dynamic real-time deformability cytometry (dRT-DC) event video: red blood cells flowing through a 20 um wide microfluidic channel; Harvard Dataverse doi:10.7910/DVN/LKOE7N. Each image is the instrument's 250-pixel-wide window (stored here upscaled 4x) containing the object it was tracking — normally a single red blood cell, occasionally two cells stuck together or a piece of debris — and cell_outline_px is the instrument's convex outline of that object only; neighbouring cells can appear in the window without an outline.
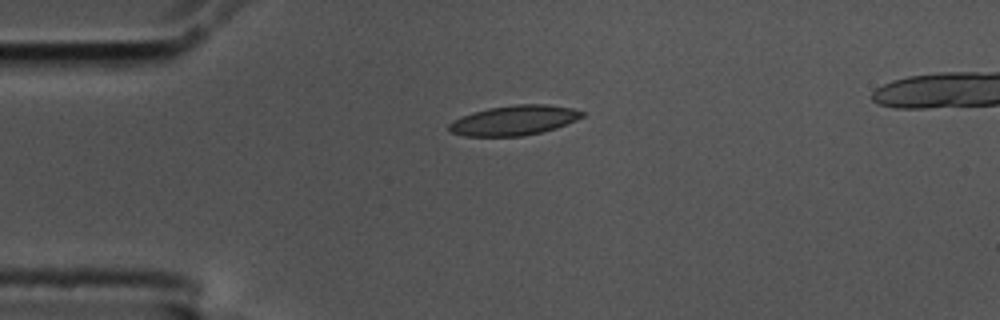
{"species": "common noctule bat (a hibernating species)", "species_latin": "Nyctalus noctula", "temperature_condition": "cold", "stored_images_in_passage": 43, "camera_frame_rate_fps": 3000, "um_per_image_px": 0.085, "animal": {"sex": "male", "body_mass_g": 17.5, "forearm_length_mm": 52.3}, "frame": {"image": 1, "passage_image": 1, "time_ms": 0.0, "image_size_px": [1000, 320], "cell_outline_px": [[584, 116], [576, 120], [556, 128], [524, 136], [464, 136], [452, 132], [448, 128], [448, 124], [452, 120], [472, 112], [488, 108], [516, 104], [548, 104], [572, 108], [584, 112]], "centroid_in_image_um": [43.69, 10.22], "position_along_channel_um": 41.3, "area_um2": 23.18}}
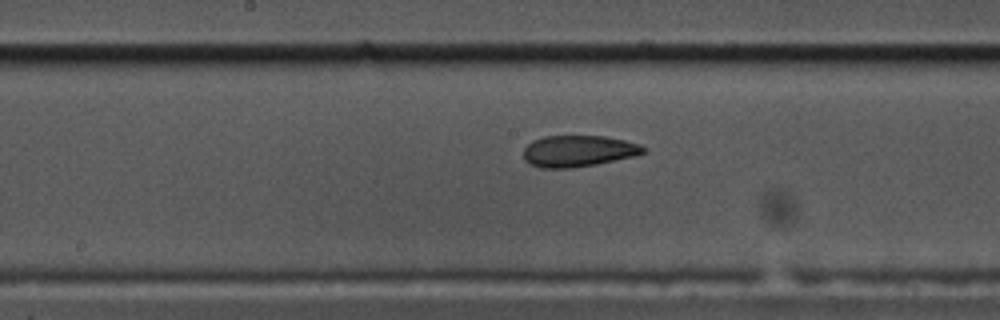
{"frame": {"image": 2, "passage_image": 16, "time_ms": 5.0, "image_size_px": [1000, 320], "cell_outline_px": [[648, 148], [644, 152], [636, 156], [596, 164], [572, 168], [540, 168], [528, 164], [524, 160], [524, 148], [532, 140], [544, 136], [604, 136], [624, 140], [640, 144]], "centroid_in_image_um": [49.15, 12.84], "position_along_channel_um": 199.1, "area_um2": 22.14}}
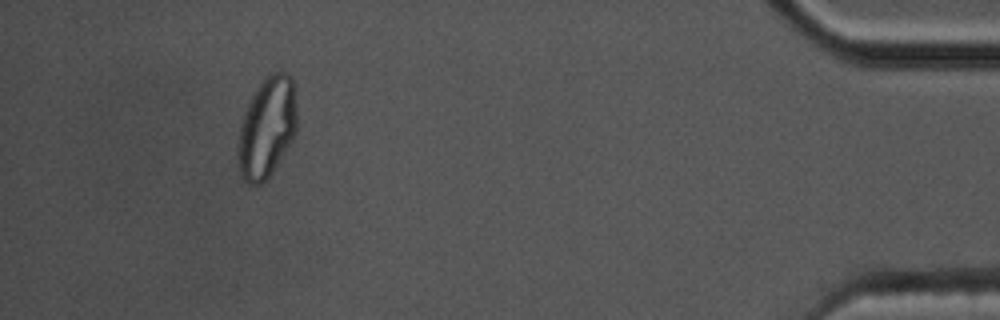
{"frame": {"image": 3, "passage_image": 39, "time_ms": 12.667, "image_size_px": [1000, 320], "cell_outline_px": [[296, 132], [292, 140], [272, 172], [260, 184], [248, 184], [240, 176], [240, 120], [248, 100], [264, 76], [272, 72], [284, 72], [292, 76], [296, 108]], "centroid_in_image_um": [22.7, 10.77], "position_along_channel_um": 412.5, "area_um2": 34.28}, "authors_computed_cell_mechanics": {"area_um2": 22.7154, "velocity_mm_per_s": 3.6127, "shape_relaxation_time_tau1_ms": 10.111, "shape_relaxation_time_tau2_ms": 2.1007, "deformation_change_tau1": 0.2109, "deformation_change_tau2": 0.0714}}